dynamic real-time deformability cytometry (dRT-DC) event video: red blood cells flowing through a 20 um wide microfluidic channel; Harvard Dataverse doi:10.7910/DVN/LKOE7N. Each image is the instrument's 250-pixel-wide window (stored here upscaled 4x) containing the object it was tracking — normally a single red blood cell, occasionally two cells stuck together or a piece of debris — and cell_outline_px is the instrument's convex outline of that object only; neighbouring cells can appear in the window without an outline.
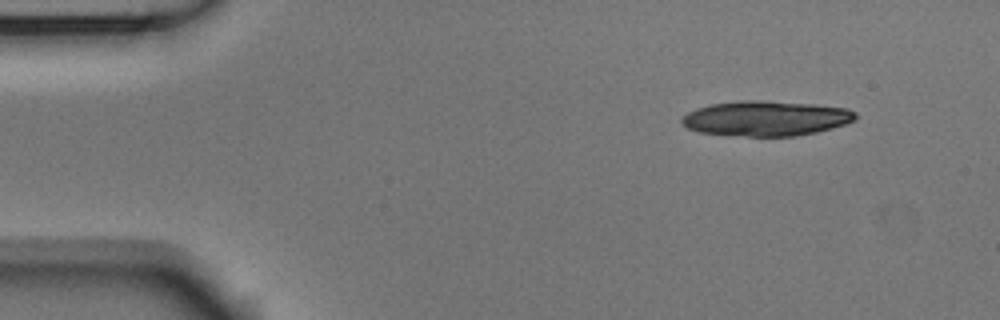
{"species": "Egyptian fruit bat (a non-hibernating species)", "species_latin": "Rousettus aegyptiacus", "temperature_condition": "room temperature", "stored_images_in_passage": 4, "camera_frame_rate_fps": 3000, "um_per_image_px": 0.085, "animal": {"sex": "male"}, "frame": {"image": 1, "passage_image": 1, "time_ms": 0.0, "image_size_px": [1000, 320], "cell_outline_px": [[856, 120], [832, 128], [816, 132], [796, 136], [748, 136], [700, 132], [688, 128], [680, 120], [688, 112], [696, 108], [708, 104], [740, 100], [760, 100], [816, 104], [848, 108], [856, 112]], "centroid_in_image_um": [65.13, 10.05], "position_along_channel_um": 19.9, "area_um2": 35.55}}